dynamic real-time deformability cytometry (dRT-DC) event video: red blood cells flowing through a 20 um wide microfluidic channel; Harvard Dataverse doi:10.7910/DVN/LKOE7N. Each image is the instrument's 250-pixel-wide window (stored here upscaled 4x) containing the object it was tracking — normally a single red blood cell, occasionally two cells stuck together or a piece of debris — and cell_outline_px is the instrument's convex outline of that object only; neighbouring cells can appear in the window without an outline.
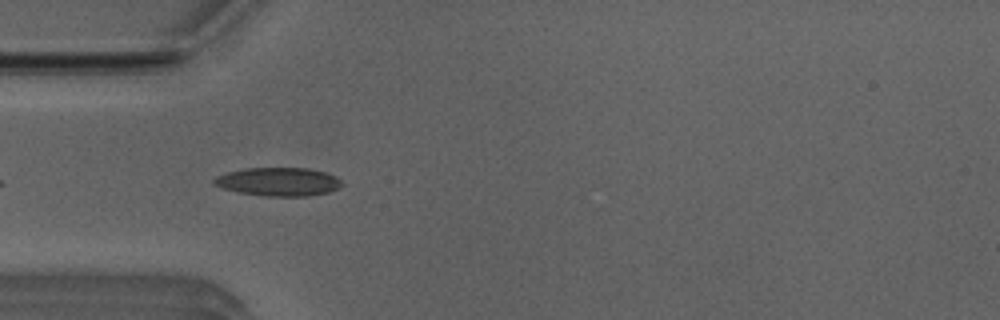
{"species": "Egyptian fruit bat (a non-hibernating species)", "species_latin": "Rousettus aegyptiacus", "temperature_condition": "room temperature", "stored_images_in_passage": 25, "camera_frame_rate_fps": 3000, "um_per_image_px": 0.085, "animal": {"sex": "male"}, "frame": {"image": 1, "passage_image": 3, "time_ms": 0.667, "image_size_px": [1000, 320], "cell_outline_px": [[344, 184], [328, 192], [308, 196], [264, 196], [240, 192], [224, 188], [212, 184], [212, 180], [216, 176], [228, 172], [244, 168], [308, 168], [324, 172], [336, 176]], "centroid_in_image_um": [23.65, 15.44], "position_along_channel_um": 61.3, "area_um2": 21.1}}
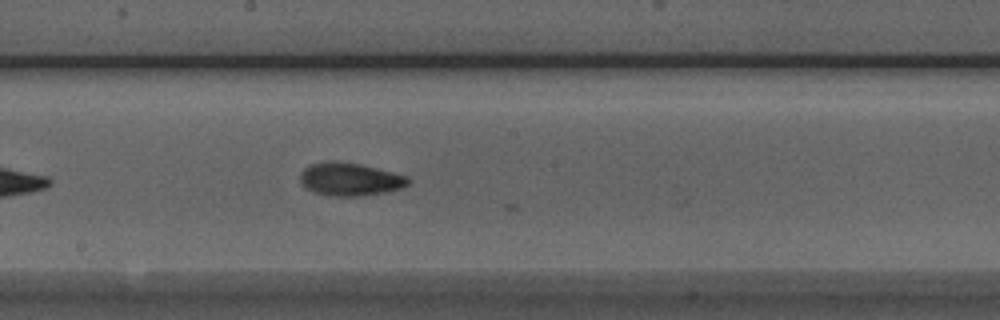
{"frame": {"image": 2, "passage_image": 15, "time_ms": 4.667, "image_size_px": [1000, 320], "cell_outline_px": [[412, 180], [408, 184], [400, 188], [384, 192], [356, 196], [332, 196], [312, 192], [304, 188], [300, 180], [300, 172], [308, 164], [336, 160], [360, 164], [408, 176]], "centroid_in_image_um": [29.7, 15.23], "position_along_channel_um": 218.5, "area_um2": 20.87}}
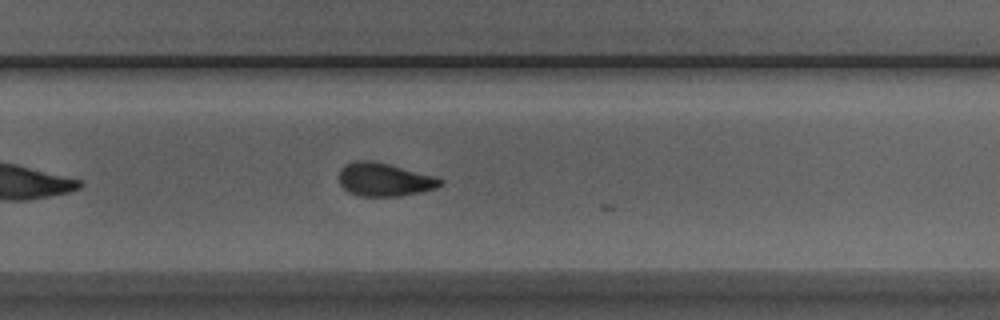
{"frame": {"image": 3, "passage_image": 21, "time_ms": 6.667, "image_size_px": [1000, 320], "cell_outline_px": [[444, 184], [436, 188], [420, 192], [400, 196], [356, 196], [348, 192], [340, 184], [340, 168], [344, 164], [356, 160], [372, 160], [436, 176], [444, 180]], "centroid_in_image_um": [32.68, 15.26], "position_along_channel_um": 297.1, "area_um2": 19.83}}